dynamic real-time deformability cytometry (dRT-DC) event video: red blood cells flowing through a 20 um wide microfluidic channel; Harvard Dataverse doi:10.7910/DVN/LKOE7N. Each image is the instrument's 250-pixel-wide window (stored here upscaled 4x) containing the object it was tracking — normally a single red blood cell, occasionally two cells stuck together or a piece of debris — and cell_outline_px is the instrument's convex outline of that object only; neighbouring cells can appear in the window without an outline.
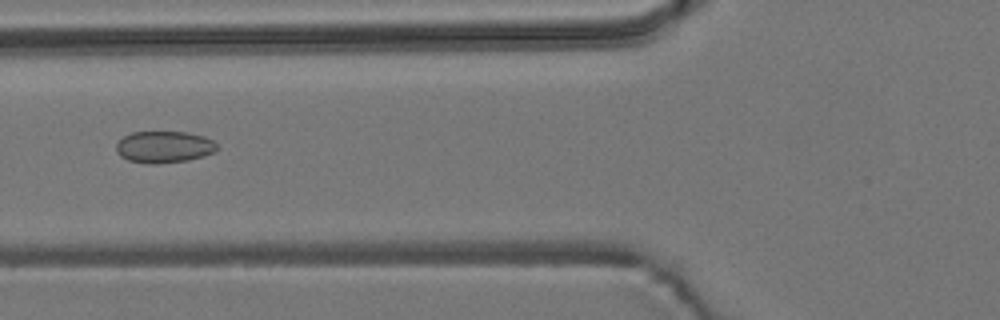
{"species": "common noctule bat (a hibernating species)", "species_latin": "Nyctalus noctula", "temperature_condition": "room temperature", "stored_images_in_passage": 4, "camera_frame_rate_fps": 3000, "um_per_image_px": 0.085, "animal": {"sex": "male", "body_mass_g": 19.2, "forearm_length_mm": 51.8}, "frame": {"image": 1, "passage_image": 4, "time_ms": 1.0, "image_size_px": [1000, 320], "cell_outline_px": [[220, 148], [216, 152], [204, 156], [188, 160], [156, 164], [148, 164], [128, 160], [120, 156], [116, 152], [116, 144], [124, 136], [132, 132], [188, 132], [204, 136], [212, 140]], "centroid_in_image_um": [13.97, 12.49], "position_along_channel_um": 111.8, "area_um2": 18.84}}